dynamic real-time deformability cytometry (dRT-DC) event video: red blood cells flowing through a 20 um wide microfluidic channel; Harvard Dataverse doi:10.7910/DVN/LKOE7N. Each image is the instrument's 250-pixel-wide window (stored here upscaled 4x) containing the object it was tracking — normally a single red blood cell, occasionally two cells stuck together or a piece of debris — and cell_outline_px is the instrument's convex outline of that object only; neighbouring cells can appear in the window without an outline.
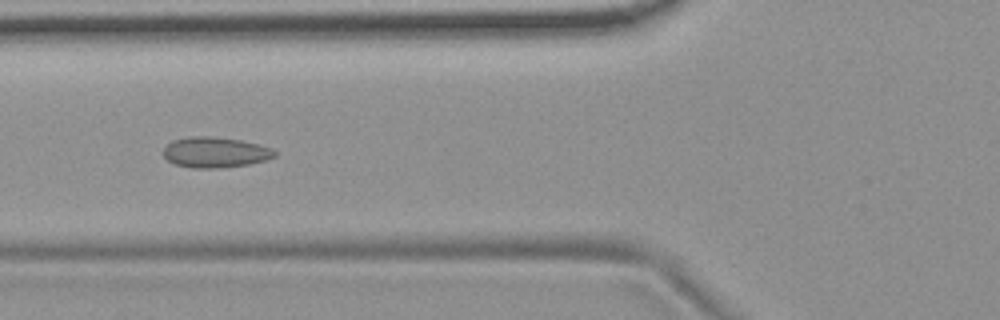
{"species": "common noctule bat (a hibernating species)", "species_latin": "Nyctalus noctula", "temperature_condition": "room temperature", "stored_images_in_passage": 10, "camera_frame_rate_fps": 3000, "um_per_image_px": 0.085, "animal": {"sex": "female", "body_mass_g": 19.9}, "frame": {"image": 1, "passage_image": 7, "time_ms": 2.0, "image_size_px": [1000, 320], "cell_outline_px": [[276, 156], [264, 160], [248, 164], [220, 168], [192, 168], [176, 164], [168, 160], [164, 156], [164, 148], [172, 140], [188, 136], [212, 136], [240, 140], [260, 144], [272, 148], [276, 152]], "centroid_in_image_um": [18.29, 12.94], "position_along_channel_um": 107.5, "area_um2": 19.83}}